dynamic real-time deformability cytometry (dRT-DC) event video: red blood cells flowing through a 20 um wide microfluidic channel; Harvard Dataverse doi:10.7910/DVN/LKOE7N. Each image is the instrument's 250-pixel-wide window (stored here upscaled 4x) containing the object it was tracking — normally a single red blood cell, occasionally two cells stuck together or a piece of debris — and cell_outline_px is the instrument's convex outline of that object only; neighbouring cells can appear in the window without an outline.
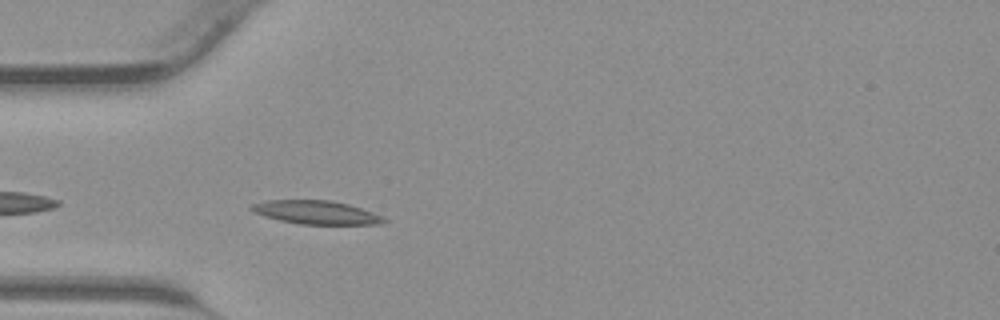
{"species": "common noctule bat (a hibernating species)", "species_latin": "Nyctalus noctula", "temperature_condition": "warm", "stored_images_in_passage": 23, "camera_frame_rate_fps": 3000, "um_per_image_px": 0.085, "animal": {"sex": "male", "body_mass_g": 23.1, "forearm_length_mm": 52.7}, "frame": {"image": 1, "passage_image": 6, "time_ms": 1.667, "image_size_px": [1000, 320], "cell_outline_px": [[388, 220], [380, 224], [300, 224], [280, 220], [264, 216], [248, 208], [252, 204], [268, 200], [328, 200], [348, 204], [384, 216]], "centroid_in_image_um": [26.89, 18.05], "position_along_channel_um": 58.1, "area_um2": 17.98}}
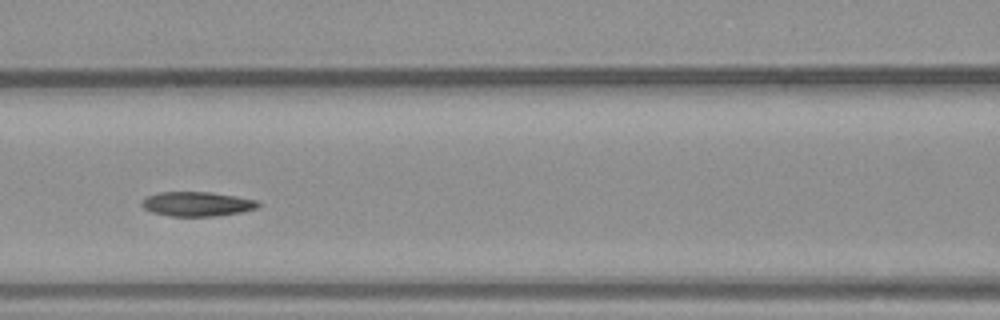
{"frame": {"image": 2, "passage_image": 12, "time_ms": 3.667, "image_size_px": [1000, 320], "cell_outline_px": [[260, 208], [240, 212], [216, 216], [168, 216], [152, 212], [144, 208], [140, 204], [140, 200], [148, 196], [160, 192], [212, 192], [260, 200]], "centroid_in_image_um": [16.78, 17.33], "position_along_channel_um": 149.8, "area_um2": 16.82}}
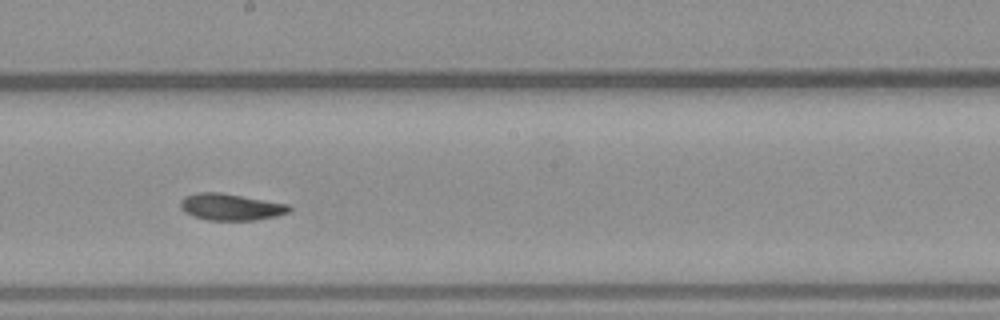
{"frame": {"image": 3, "passage_image": 17, "time_ms": 5.333, "image_size_px": [1000, 320], "cell_outline_px": [[292, 208], [288, 212], [276, 216], [256, 220], [208, 220], [192, 216], [184, 212], [180, 208], [180, 200], [184, 196], [196, 192], [220, 192], [288, 204]], "centroid_in_image_um": [19.57, 17.59], "position_along_channel_um": 228.6, "area_um2": 16.99}}